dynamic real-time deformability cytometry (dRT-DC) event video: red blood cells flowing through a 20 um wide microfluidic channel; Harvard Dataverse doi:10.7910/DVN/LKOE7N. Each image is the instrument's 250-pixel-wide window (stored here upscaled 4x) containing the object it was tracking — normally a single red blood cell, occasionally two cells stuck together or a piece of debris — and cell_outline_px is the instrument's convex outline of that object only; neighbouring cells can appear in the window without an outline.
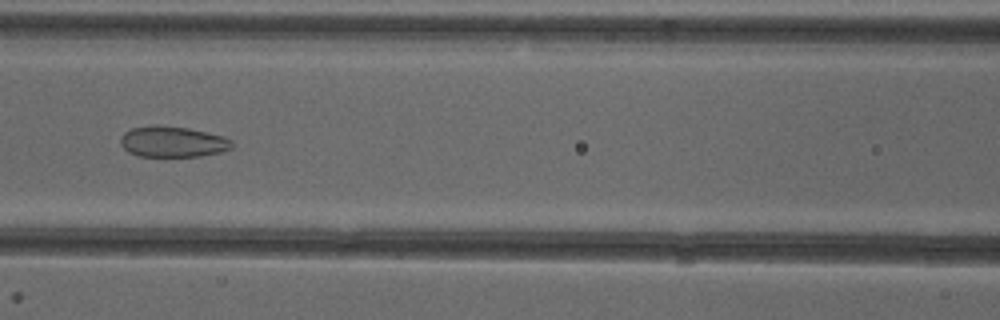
{"species": "common noctule bat (a hibernating species)", "species_latin": "Nyctalus noctula", "temperature_condition": "cold", "stored_images_in_passage": 51, "camera_frame_rate_fps": 3000, "um_per_image_px": 0.085, "animal": {"sex": "female"}, "frame": {"image": 1, "passage_image": 23, "time_ms": 7.333, "image_size_px": [1000, 320], "cell_outline_px": [[232, 148], [220, 152], [200, 156], [136, 156], [128, 152], [120, 144], [120, 136], [124, 132], [132, 128], [156, 124], [188, 128], [224, 136], [232, 140]], "centroid_in_image_um": [14.65, 12.04], "position_along_channel_um": 152.0, "area_um2": 20.17}}
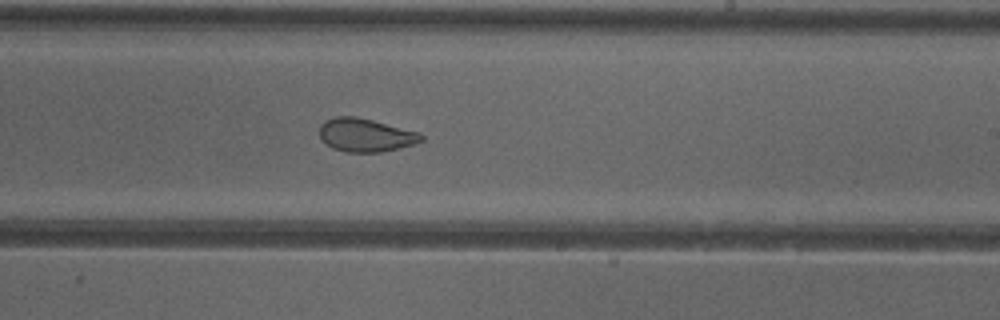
{"frame": {"image": 2, "passage_image": 31, "time_ms": 10.0, "image_size_px": [1000, 320], "cell_outline_px": [[424, 140], [412, 144], [380, 152], [344, 152], [332, 148], [320, 140], [320, 124], [324, 120], [336, 116], [356, 116], [420, 132], [424, 136]], "centroid_in_image_um": [31.03, 11.47], "position_along_channel_um": 258.0, "area_um2": 19.83}}
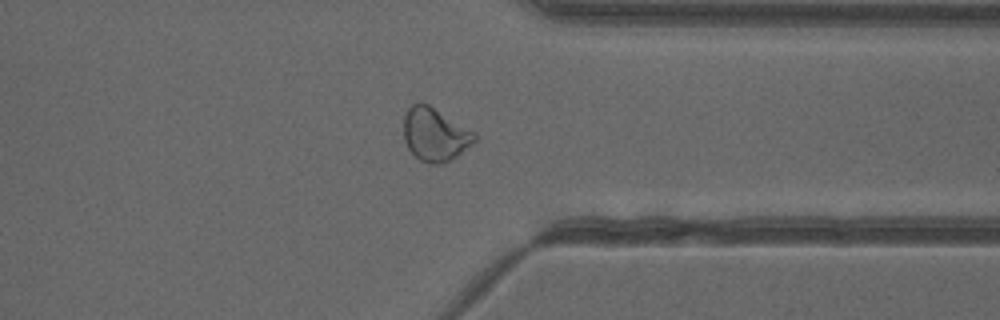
{"frame": {"image": 3, "passage_image": 40, "time_ms": 13.0, "image_size_px": [1000, 320], "cell_outline_px": [[476, 140], [456, 156], [440, 164], [428, 164], [420, 160], [408, 148], [404, 140], [404, 116], [408, 108], [412, 104], [428, 104], [476, 132]], "centroid_in_image_um": [36.97, 11.43], "position_along_channel_um": 374.4, "area_um2": 21.73}, "authors_computed_cell_mechanics": {"area_um2": 23.8714, "velocity_mm_per_s": 3.9819, "shape_relaxation_time_tau1_ms": null, "shape_relaxation_time_tau2_ms": 1.4832, "deformation_change_tau1": null, "deformation_change_tau2": 0.0673}}